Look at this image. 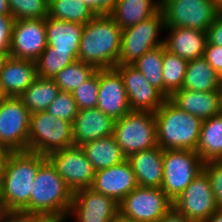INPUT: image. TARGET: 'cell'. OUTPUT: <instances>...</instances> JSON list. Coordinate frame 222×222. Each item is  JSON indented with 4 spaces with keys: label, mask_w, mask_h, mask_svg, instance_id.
<instances>
[{
    "label": "cell",
    "mask_w": 222,
    "mask_h": 222,
    "mask_svg": "<svg viewBox=\"0 0 222 222\" xmlns=\"http://www.w3.org/2000/svg\"><path fill=\"white\" fill-rule=\"evenodd\" d=\"M122 29L109 14H98L83 27L78 60L98 69L119 65Z\"/></svg>",
    "instance_id": "1"
},
{
    "label": "cell",
    "mask_w": 222,
    "mask_h": 222,
    "mask_svg": "<svg viewBox=\"0 0 222 222\" xmlns=\"http://www.w3.org/2000/svg\"><path fill=\"white\" fill-rule=\"evenodd\" d=\"M47 156L32 151H11L0 176V201L6 209H25L39 165Z\"/></svg>",
    "instance_id": "2"
},
{
    "label": "cell",
    "mask_w": 222,
    "mask_h": 222,
    "mask_svg": "<svg viewBox=\"0 0 222 222\" xmlns=\"http://www.w3.org/2000/svg\"><path fill=\"white\" fill-rule=\"evenodd\" d=\"M73 200V192L46 158L35 176L27 211L36 212L46 219L65 222Z\"/></svg>",
    "instance_id": "3"
},
{
    "label": "cell",
    "mask_w": 222,
    "mask_h": 222,
    "mask_svg": "<svg viewBox=\"0 0 222 222\" xmlns=\"http://www.w3.org/2000/svg\"><path fill=\"white\" fill-rule=\"evenodd\" d=\"M154 117L161 149L196 151L203 120L179 109L168 98Z\"/></svg>",
    "instance_id": "4"
},
{
    "label": "cell",
    "mask_w": 222,
    "mask_h": 222,
    "mask_svg": "<svg viewBox=\"0 0 222 222\" xmlns=\"http://www.w3.org/2000/svg\"><path fill=\"white\" fill-rule=\"evenodd\" d=\"M156 120L153 112L130 111L114 123L113 135L123 155L157 147Z\"/></svg>",
    "instance_id": "5"
},
{
    "label": "cell",
    "mask_w": 222,
    "mask_h": 222,
    "mask_svg": "<svg viewBox=\"0 0 222 222\" xmlns=\"http://www.w3.org/2000/svg\"><path fill=\"white\" fill-rule=\"evenodd\" d=\"M72 123L56 118L46 110L31 114L28 150L48 156L73 146Z\"/></svg>",
    "instance_id": "6"
},
{
    "label": "cell",
    "mask_w": 222,
    "mask_h": 222,
    "mask_svg": "<svg viewBox=\"0 0 222 222\" xmlns=\"http://www.w3.org/2000/svg\"><path fill=\"white\" fill-rule=\"evenodd\" d=\"M165 28L183 27L206 32L221 14L213 0H161Z\"/></svg>",
    "instance_id": "7"
},
{
    "label": "cell",
    "mask_w": 222,
    "mask_h": 222,
    "mask_svg": "<svg viewBox=\"0 0 222 222\" xmlns=\"http://www.w3.org/2000/svg\"><path fill=\"white\" fill-rule=\"evenodd\" d=\"M204 162L193 150H164L161 190L173 201L203 171Z\"/></svg>",
    "instance_id": "8"
},
{
    "label": "cell",
    "mask_w": 222,
    "mask_h": 222,
    "mask_svg": "<svg viewBox=\"0 0 222 222\" xmlns=\"http://www.w3.org/2000/svg\"><path fill=\"white\" fill-rule=\"evenodd\" d=\"M161 30H165L161 9L143 22L123 29L119 65L133 64L150 49L164 44V39H159Z\"/></svg>",
    "instance_id": "9"
},
{
    "label": "cell",
    "mask_w": 222,
    "mask_h": 222,
    "mask_svg": "<svg viewBox=\"0 0 222 222\" xmlns=\"http://www.w3.org/2000/svg\"><path fill=\"white\" fill-rule=\"evenodd\" d=\"M30 111L19 97L0 100V144L10 151H27Z\"/></svg>",
    "instance_id": "10"
},
{
    "label": "cell",
    "mask_w": 222,
    "mask_h": 222,
    "mask_svg": "<svg viewBox=\"0 0 222 222\" xmlns=\"http://www.w3.org/2000/svg\"><path fill=\"white\" fill-rule=\"evenodd\" d=\"M172 207L161 188L137 186L119 203V213L133 222H157Z\"/></svg>",
    "instance_id": "11"
},
{
    "label": "cell",
    "mask_w": 222,
    "mask_h": 222,
    "mask_svg": "<svg viewBox=\"0 0 222 222\" xmlns=\"http://www.w3.org/2000/svg\"><path fill=\"white\" fill-rule=\"evenodd\" d=\"M173 208L194 222H206L218 209L204 170L173 200Z\"/></svg>",
    "instance_id": "12"
},
{
    "label": "cell",
    "mask_w": 222,
    "mask_h": 222,
    "mask_svg": "<svg viewBox=\"0 0 222 222\" xmlns=\"http://www.w3.org/2000/svg\"><path fill=\"white\" fill-rule=\"evenodd\" d=\"M47 158L72 192L92 187L96 171L81 146L54 151Z\"/></svg>",
    "instance_id": "13"
},
{
    "label": "cell",
    "mask_w": 222,
    "mask_h": 222,
    "mask_svg": "<svg viewBox=\"0 0 222 222\" xmlns=\"http://www.w3.org/2000/svg\"><path fill=\"white\" fill-rule=\"evenodd\" d=\"M47 45L45 18L14 20L10 57L36 61Z\"/></svg>",
    "instance_id": "14"
},
{
    "label": "cell",
    "mask_w": 222,
    "mask_h": 222,
    "mask_svg": "<svg viewBox=\"0 0 222 222\" xmlns=\"http://www.w3.org/2000/svg\"><path fill=\"white\" fill-rule=\"evenodd\" d=\"M115 69L123 79L131 111L155 113L167 99L132 64L117 65Z\"/></svg>",
    "instance_id": "15"
},
{
    "label": "cell",
    "mask_w": 222,
    "mask_h": 222,
    "mask_svg": "<svg viewBox=\"0 0 222 222\" xmlns=\"http://www.w3.org/2000/svg\"><path fill=\"white\" fill-rule=\"evenodd\" d=\"M119 213V203L111 197L84 188L73 192V200L65 221L72 216L76 222H109Z\"/></svg>",
    "instance_id": "16"
},
{
    "label": "cell",
    "mask_w": 222,
    "mask_h": 222,
    "mask_svg": "<svg viewBox=\"0 0 222 222\" xmlns=\"http://www.w3.org/2000/svg\"><path fill=\"white\" fill-rule=\"evenodd\" d=\"M97 108L115 121L131 111L123 79L115 68L99 69Z\"/></svg>",
    "instance_id": "17"
},
{
    "label": "cell",
    "mask_w": 222,
    "mask_h": 222,
    "mask_svg": "<svg viewBox=\"0 0 222 222\" xmlns=\"http://www.w3.org/2000/svg\"><path fill=\"white\" fill-rule=\"evenodd\" d=\"M137 186L134 171L126 159L120 164L96 171L91 189L120 203Z\"/></svg>",
    "instance_id": "18"
},
{
    "label": "cell",
    "mask_w": 222,
    "mask_h": 222,
    "mask_svg": "<svg viewBox=\"0 0 222 222\" xmlns=\"http://www.w3.org/2000/svg\"><path fill=\"white\" fill-rule=\"evenodd\" d=\"M179 109L200 118L209 119L222 113V90L193 91L180 89L168 98Z\"/></svg>",
    "instance_id": "19"
},
{
    "label": "cell",
    "mask_w": 222,
    "mask_h": 222,
    "mask_svg": "<svg viewBox=\"0 0 222 222\" xmlns=\"http://www.w3.org/2000/svg\"><path fill=\"white\" fill-rule=\"evenodd\" d=\"M114 123L115 120L97 107L78 110L72 123L74 146H82L90 141L112 135Z\"/></svg>",
    "instance_id": "20"
},
{
    "label": "cell",
    "mask_w": 222,
    "mask_h": 222,
    "mask_svg": "<svg viewBox=\"0 0 222 222\" xmlns=\"http://www.w3.org/2000/svg\"><path fill=\"white\" fill-rule=\"evenodd\" d=\"M36 77V61L9 57L0 72V93L5 97H19Z\"/></svg>",
    "instance_id": "21"
},
{
    "label": "cell",
    "mask_w": 222,
    "mask_h": 222,
    "mask_svg": "<svg viewBox=\"0 0 222 222\" xmlns=\"http://www.w3.org/2000/svg\"><path fill=\"white\" fill-rule=\"evenodd\" d=\"M169 33L164 39L165 49L184 60L202 58L207 43V33L198 29L183 27L165 28Z\"/></svg>",
    "instance_id": "22"
},
{
    "label": "cell",
    "mask_w": 222,
    "mask_h": 222,
    "mask_svg": "<svg viewBox=\"0 0 222 222\" xmlns=\"http://www.w3.org/2000/svg\"><path fill=\"white\" fill-rule=\"evenodd\" d=\"M163 154L159 146L139 151L127 160L134 171L137 185L140 187L161 188L163 181Z\"/></svg>",
    "instance_id": "23"
},
{
    "label": "cell",
    "mask_w": 222,
    "mask_h": 222,
    "mask_svg": "<svg viewBox=\"0 0 222 222\" xmlns=\"http://www.w3.org/2000/svg\"><path fill=\"white\" fill-rule=\"evenodd\" d=\"M83 24L45 18L47 44L54 51L75 53L78 56Z\"/></svg>",
    "instance_id": "24"
},
{
    "label": "cell",
    "mask_w": 222,
    "mask_h": 222,
    "mask_svg": "<svg viewBox=\"0 0 222 222\" xmlns=\"http://www.w3.org/2000/svg\"><path fill=\"white\" fill-rule=\"evenodd\" d=\"M160 6L161 0H118L109 15L123 30L152 17Z\"/></svg>",
    "instance_id": "25"
},
{
    "label": "cell",
    "mask_w": 222,
    "mask_h": 222,
    "mask_svg": "<svg viewBox=\"0 0 222 222\" xmlns=\"http://www.w3.org/2000/svg\"><path fill=\"white\" fill-rule=\"evenodd\" d=\"M81 148L95 171L120 164L127 159L123 155L113 134L90 141L82 145Z\"/></svg>",
    "instance_id": "26"
},
{
    "label": "cell",
    "mask_w": 222,
    "mask_h": 222,
    "mask_svg": "<svg viewBox=\"0 0 222 222\" xmlns=\"http://www.w3.org/2000/svg\"><path fill=\"white\" fill-rule=\"evenodd\" d=\"M196 153L204 163L222 160V113L203 120Z\"/></svg>",
    "instance_id": "27"
},
{
    "label": "cell",
    "mask_w": 222,
    "mask_h": 222,
    "mask_svg": "<svg viewBox=\"0 0 222 222\" xmlns=\"http://www.w3.org/2000/svg\"><path fill=\"white\" fill-rule=\"evenodd\" d=\"M182 88L193 91L222 90L218 73L202 57L188 61Z\"/></svg>",
    "instance_id": "28"
},
{
    "label": "cell",
    "mask_w": 222,
    "mask_h": 222,
    "mask_svg": "<svg viewBox=\"0 0 222 222\" xmlns=\"http://www.w3.org/2000/svg\"><path fill=\"white\" fill-rule=\"evenodd\" d=\"M60 92L53 79L36 77L19 96L31 114L47 110Z\"/></svg>",
    "instance_id": "29"
},
{
    "label": "cell",
    "mask_w": 222,
    "mask_h": 222,
    "mask_svg": "<svg viewBox=\"0 0 222 222\" xmlns=\"http://www.w3.org/2000/svg\"><path fill=\"white\" fill-rule=\"evenodd\" d=\"M97 14L81 0H49L48 17L85 25Z\"/></svg>",
    "instance_id": "30"
},
{
    "label": "cell",
    "mask_w": 222,
    "mask_h": 222,
    "mask_svg": "<svg viewBox=\"0 0 222 222\" xmlns=\"http://www.w3.org/2000/svg\"><path fill=\"white\" fill-rule=\"evenodd\" d=\"M188 61L165 49L163 55V95L169 98L175 91L182 89Z\"/></svg>",
    "instance_id": "31"
},
{
    "label": "cell",
    "mask_w": 222,
    "mask_h": 222,
    "mask_svg": "<svg viewBox=\"0 0 222 222\" xmlns=\"http://www.w3.org/2000/svg\"><path fill=\"white\" fill-rule=\"evenodd\" d=\"M163 55L164 44L159 45L146 52L138 58L132 65L138 69L152 86L163 94Z\"/></svg>",
    "instance_id": "32"
},
{
    "label": "cell",
    "mask_w": 222,
    "mask_h": 222,
    "mask_svg": "<svg viewBox=\"0 0 222 222\" xmlns=\"http://www.w3.org/2000/svg\"><path fill=\"white\" fill-rule=\"evenodd\" d=\"M78 60L75 53L54 51L50 46L36 60L37 76L53 79L63 68Z\"/></svg>",
    "instance_id": "33"
},
{
    "label": "cell",
    "mask_w": 222,
    "mask_h": 222,
    "mask_svg": "<svg viewBox=\"0 0 222 222\" xmlns=\"http://www.w3.org/2000/svg\"><path fill=\"white\" fill-rule=\"evenodd\" d=\"M97 69L80 60L63 68L54 78V82L60 91L73 92L82 83L86 82Z\"/></svg>",
    "instance_id": "34"
},
{
    "label": "cell",
    "mask_w": 222,
    "mask_h": 222,
    "mask_svg": "<svg viewBox=\"0 0 222 222\" xmlns=\"http://www.w3.org/2000/svg\"><path fill=\"white\" fill-rule=\"evenodd\" d=\"M14 20L48 17L49 0H8Z\"/></svg>",
    "instance_id": "35"
},
{
    "label": "cell",
    "mask_w": 222,
    "mask_h": 222,
    "mask_svg": "<svg viewBox=\"0 0 222 222\" xmlns=\"http://www.w3.org/2000/svg\"><path fill=\"white\" fill-rule=\"evenodd\" d=\"M71 93L78 110L96 108L99 98V69Z\"/></svg>",
    "instance_id": "36"
},
{
    "label": "cell",
    "mask_w": 222,
    "mask_h": 222,
    "mask_svg": "<svg viewBox=\"0 0 222 222\" xmlns=\"http://www.w3.org/2000/svg\"><path fill=\"white\" fill-rule=\"evenodd\" d=\"M46 111L56 118L73 123L78 114V107L72 93L60 91Z\"/></svg>",
    "instance_id": "37"
},
{
    "label": "cell",
    "mask_w": 222,
    "mask_h": 222,
    "mask_svg": "<svg viewBox=\"0 0 222 222\" xmlns=\"http://www.w3.org/2000/svg\"><path fill=\"white\" fill-rule=\"evenodd\" d=\"M203 170L210 179L218 209H222V160L205 162Z\"/></svg>",
    "instance_id": "38"
},
{
    "label": "cell",
    "mask_w": 222,
    "mask_h": 222,
    "mask_svg": "<svg viewBox=\"0 0 222 222\" xmlns=\"http://www.w3.org/2000/svg\"><path fill=\"white\" fill-rule=\"evenodd\" d=\"M46 218L25 209H7L1 222H44Z\"/></svg>",
    "instance_id": "39"
},
{
    "label": "cell",
    "mask_w": 222,
    "mask_h": 222,
    "mask_svg": "<svg viewBox=\"0 0 222 222\" xmlns=\"http://www.w3.org/2000/svg\"><path fill=\"white\" fill-rule=\"evenodd\" d=\"M13 22L12 16L0 15V52H10Z\"/></svg>",
    "instance_id": "40"
},
{
    "label": "cell",
    "mask_w": 222,
    "mask_h": 222,
    "mask_svg": "<svg viewBox=\"0 0 222 222\" xmlns=\"http://www.w3.org/2000/svg\"><path fill=\"white\" fill-rule=\"evenodd\" d=\"M203 58L219 74L222 71V47L206 43Z\"/></svg>",
    "instance_id": "41"
},
{
    "label": "cell",
    "mask_w": 222,
    "mask_h": 222,
    "mask_svg": "<svg viewBox=\"0 0 222 222\" xmlns=\"http://www.w3.org/2000/svg\"><path fill=\"white\" fill-rule=\"evenodd\" d=\"M83 3L98 14H109L118 0H81Z\"/></svg>",
    "instance_id": "42"
},
{
    "label": "cell",
    "mask_w": 222,
    "mask_h": 222,
    "mask_svg": "<svg viewBox=\"0 0 222 222\" xmlns=\"http://www.w3.org/2000/svg\"><path fill=\"white\" fill-rule=\"evenodd\" d=\"M207 42L222 47V13L214 20L206 31Z\"/></svg>",
    "instance_id": "43"
},
{
    "label": "cell",
    "mask_w": 222,
    "mask_h": 222,
    "mask_svg": "<svg viewBox=\"0 0 222 222\" xmlns=\"http://www.w3.org/2000/svg\"><path fill=\"white\" fill-rule=\"evenodd\" d=\"M157 222H194L183 214L176 211L173 207L162 216Z\"/></svg>",
    "instance_id": "44"
},
{
    "label": "cell",
    "mask_w": 222,
    "mask_h": 222,
    "mask_svg": "<svg viewBox=\"0 0 222 222\" xmlns=\"http://www.w3.org/2000/svg\"><path fill=\"white\" fill-rule=\"evenodd\" d=\"M10 152L11 151L6 146L0 144V176L3 173Z\"/></svg>",
    "instance_id": "45"
},
{
    "label": "cell",
    "mask_w": 222,
    "mask_h": 222,
    "mask_svg": "<svg viewBox=\"0 0 222 222\" xmlns=\"http://www.w3.org/2000/svg\"><path fill=\"white\" fill-rule=\"evenodd\" d=\"M0 15L12 16L8 0H0Z\"/></svg>",
    "instance_id": "46"
},
{
    "label": "cell",
    "mask_w": 222,
    "mask_h": 222,
    "mask_svg": "<svg viewBox=\"0 0 222 222\" xmlns=\"http://www.w3.org/2000/svg\"><path fill=\"white\" fill-rule=\"evenodd\" d=\"M206 222H222V209H217Z\"/></svg>",
    "instance_id": "47"
},
{
    "label": "cell",
    "mask_w": 222,
    "mask_h": 222,
    "mask_svg": "<svg viewBox=\"0 0 222 222\" xmlns=\"http://www.w3.org/2000/svg\"><path fill=\"white\" fill-rule=\"evenodd\" d=\"M9 57H10L9 52H0V72L2 71Z\"/></svg>",
    "instance_id": "48"
},
{
    "label": "cell",
    "mask_w": 222,
    "mask_h": 222,
    "mask_svg": "<svg viewBox=\"0 0 222 222\" xmlns=\"http://www.w3.org/2000/svg\"><path fill=\"white\" fill-rule=\"evenodd\" d=\"M109 222H133V221L129 218L123 217L120 213H118Z\"/></svg>",
    "instance_id": "49"
},
{
    "label": "cell",
    "mask_w": 222,
    "mask_h": 222,
    "mask_svg": "<svg viewBox=\"0 0 222 222\" xmlns=\"http://www.w3.org/2000/svg\"><path fill=\"white\" fill-rule=\"evenodd\" d=\"M6 210H7L6 207H5L4 204L0 201V222H1V220H2L3 215L5 214Z\"/></svg>",
    "instance_id": "50"
},
{
    "label": "cell",
    "mask_w": 222,
    "mask_h": 222,
    "mask_svg": "<svg viewBox=\"0 0 222 222\" xmlns=\"http://www.w3.org/2000/svg\"><path fill=\"white\" fill-rule=\"evenodd\" d=\"M213 2L215 3L218 11H219L220 13H222V0H213Z\"/></svg>",
    "instance_id": "51"
},
{
    "label": "cell",
    "mask_w": 222,
    "mask_h": 222,
    "mask_svg": "<svg viewBox=\"0 0 222 222\" xmlns=\"http://www.w3.org/2000/svg\"><path fill=\"white\" fill-rule=\"evenodd\" d=\"M44 222H61L59 220H54V219H46Z\"/></svg>",
    "instance_id": "52"
},
{
    "label": "cell",
    "mask_w": 222,
    "mask_h": 222,
    "mask_svg": "<svg viewBox=\"0 0 222 222\" xmlns=\"http://www.w3.org/2000/svg\"><path fill=\"white\" fill-rule=\"evenodd\" d=\"M218 75H219L220 83H221V85H222V71H221Z\"/></svg>",
    "instance_id": "53"
}]
</instances>
